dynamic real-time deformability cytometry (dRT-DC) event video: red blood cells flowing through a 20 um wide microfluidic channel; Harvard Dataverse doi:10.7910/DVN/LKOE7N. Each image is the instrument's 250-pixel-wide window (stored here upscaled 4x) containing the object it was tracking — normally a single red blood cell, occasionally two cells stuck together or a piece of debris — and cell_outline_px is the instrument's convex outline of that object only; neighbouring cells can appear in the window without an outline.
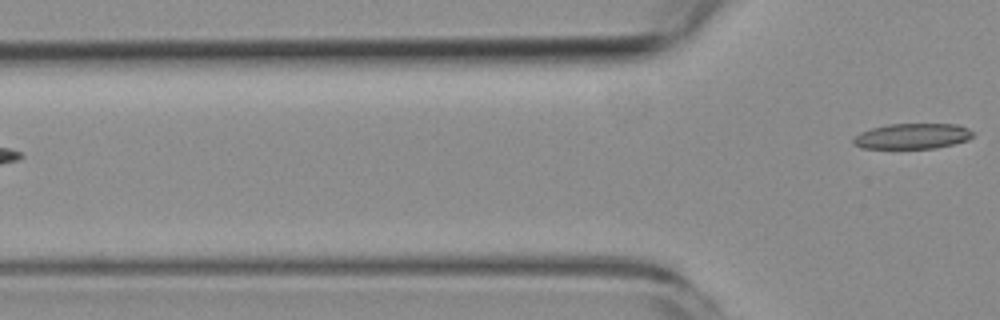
{"species": "common noctule bat (a hibernating species)", "species_latin": "Nyctalus noctula", "temperature_condition": "room temperature", "stored_images_in_passage": 7, "camera_frame_rate_fps": 3000, "um_per_image_px": 0.085, "animal": {"sex": "female", "body_mass_g": 19.3, "forearm_length_mm": 54.1}, "frame": {"image": 1, "passage_image": 7, "time_ms": 7.0, "image_size_px": [1000, 320], "cell_outline_px": [[976, 132], [968, 140], [936, 148], [860, 148], [852, 144], [852, 140], [860, 132], [872, 128], [888, 124], [956, 124], [968, 128]], "centroid_in_image_um": [77.55, 11.57], "position_along_channel_um": 48.2, "area_um2": 17.8}}